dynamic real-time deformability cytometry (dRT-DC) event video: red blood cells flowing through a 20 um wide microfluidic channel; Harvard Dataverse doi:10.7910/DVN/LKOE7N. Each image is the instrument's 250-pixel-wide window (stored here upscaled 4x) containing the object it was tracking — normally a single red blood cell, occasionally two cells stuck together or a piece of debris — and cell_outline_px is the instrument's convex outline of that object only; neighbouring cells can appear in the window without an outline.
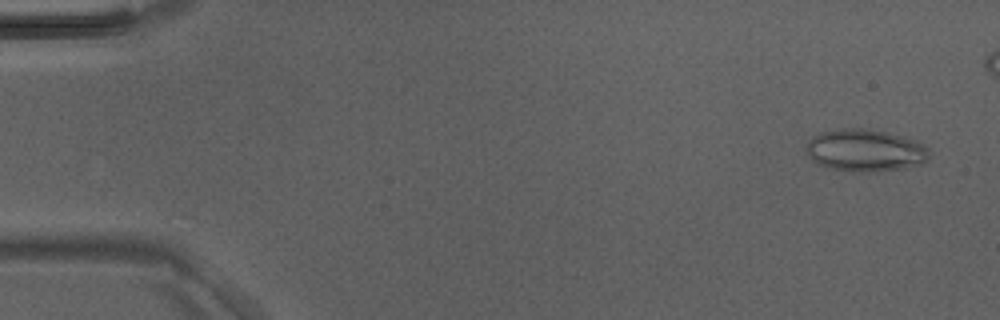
{"species": "Egyptian fruit bat (a non-hibernating species)", "species_latin": "Rousettus aegyptiacus", "temperature_condition": "room temperature", "stored_images_in_passage": 43, "camera_frame_rate_fps": 3000, "um_per_image_px": 0.085, "animal": {"sex": "male"}, "frame": {"image": 1, "passage_image": 3, "time_ms": 0.667, "image_size_px": [1000, 320], "cell_outline_px": [[928, 160], [920, 164], [904, 168], [872, 172], [856, 172], [832, 168], [820, 164], [812, 160], [808, 156], [808, 140], [812, 136], [820, 132], [836, 128], [864, 128], [888, 132], [904, 136], [916, 140], [924, 144], [928, 148]], "centroid_in_image_um": [73.56, 12.76], "position_along_channel_um": 11.4, "area_um2": 30.46}}
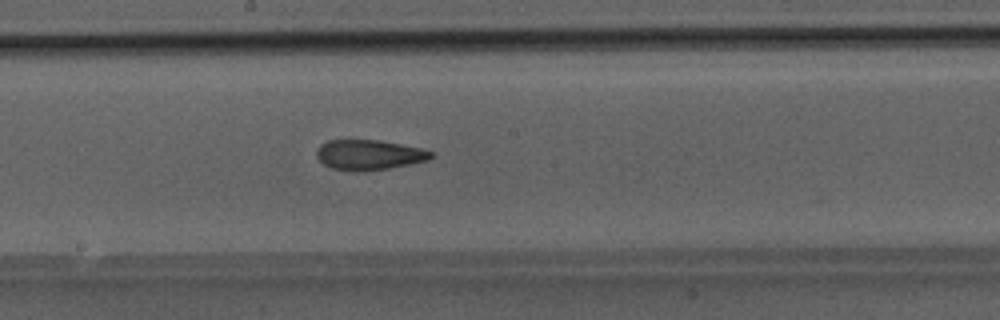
{"frame": {"image": 2, "passage_image": 26, "time_ms": 8.333, "image_size_px": [1000, 320], "cell_outline_px": [[436, 156], [428, 160], [388, 168], [364, 172], [356, 172], [332, 168], [324, 164], [316, 156], [316, 152], [320, 144], [328, 140], [380, 140], [420, 148], [436, 152]], "centroid_in_image_um": [31.39, 13.16], "position_along_channel_um": 216.8, "area_um2": 20.23}}
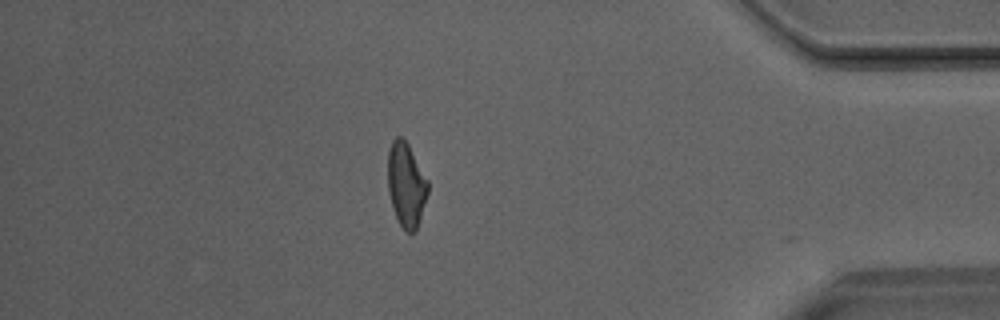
{"frame": {"image": 3, "passage_image": 41, "time_ms": 13.333, "image_size_px": [1000, 320], "cell_outline_px": [[428, 192], [416, 232], [408, 232], [396, 220], [388, 188], [388, 152], [392, 140], [396, 136], [400, 136], [408, 144], [428, 180]], "centroid_in_image_um": [34.52, 15.7], "position_along_channel_um": 400.7, "area_um2": 19.54}}